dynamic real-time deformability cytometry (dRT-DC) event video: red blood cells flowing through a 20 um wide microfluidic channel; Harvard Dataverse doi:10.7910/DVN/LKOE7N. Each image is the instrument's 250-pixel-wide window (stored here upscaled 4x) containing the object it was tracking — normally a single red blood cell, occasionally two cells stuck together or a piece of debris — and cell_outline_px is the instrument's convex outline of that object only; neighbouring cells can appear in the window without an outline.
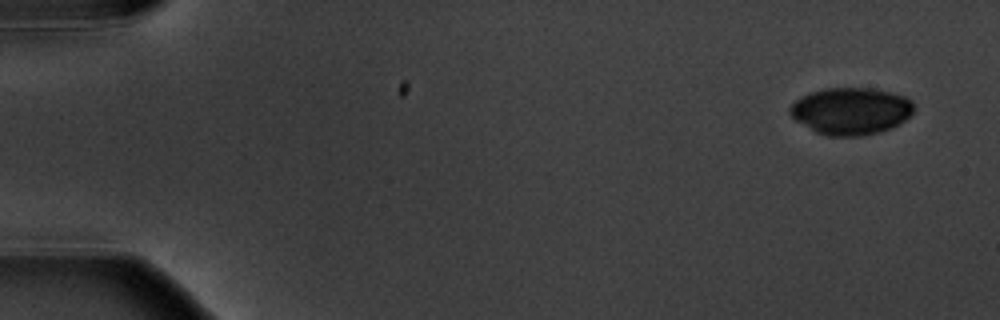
{"species": "common noctule bat (a hibernating species)", "species_latin": "Nyctalus noctula", "temperature_condition": "warm", "stored_images_in_passage": 5, "camera_frame_rate_fps": 3000, "um_per_image_px": 0.085, "animal": {"sex": "male", "body_mass_g": 20.1, "forearm_length_mm": 53.5}, "frame": {"image": 1, "passage_image": 1, "time_ms": 0.0, "image_size_px": [1000, 320], "cell_outline_px": [[916, 108], [904, 120], [892, 128], [880, 132], [864, 136], [828, 136], [816, 132], [796, 120], [788, 112], [788, 108], [800, 96], [812, 92], [828, 88], [872, 88], [892, 92], [904, 96], [912, 100]], "centroid_in_image_um": [72.34, 9.44], "position_along_channel_um": 12.7, "area_um2": 34.1}}